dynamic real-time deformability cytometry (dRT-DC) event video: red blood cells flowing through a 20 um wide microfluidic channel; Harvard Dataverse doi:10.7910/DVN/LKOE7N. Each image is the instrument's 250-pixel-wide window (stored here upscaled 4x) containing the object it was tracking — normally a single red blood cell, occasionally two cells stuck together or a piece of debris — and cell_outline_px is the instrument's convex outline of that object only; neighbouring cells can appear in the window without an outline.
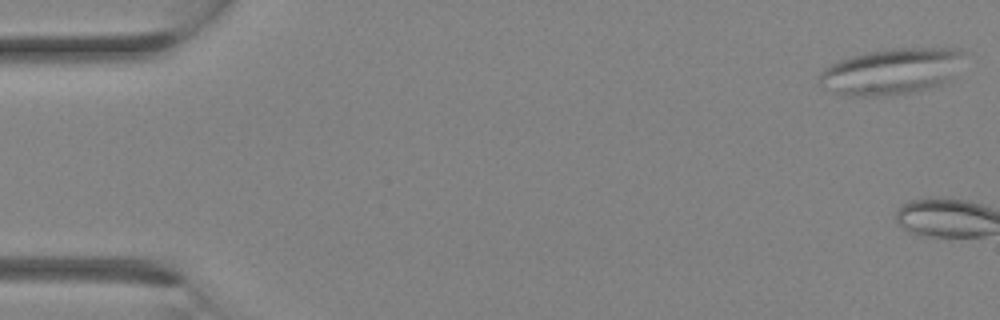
{"species": "Egyptian fruit bat (a non-hibernating species)", "species_latin": "Rousettus aegyptiacus", "temperature_condition": "room temperature", "stored_images_in_passage": 2, "camera_frame_rate_fps": 3000, "um_per_image_px": 0.085, "animal": {"sex": "female"}, "frame": {"image": 1, "passage_image": 1, "time_ms": 0.0, "image_size_px": [1000, 320], "cell_outline_px": [[964, 52], [952, 80], [944, 84], [912, 92], [880, 96], [840, 96], [824, 88], [816, 80], [816, 76], [828, 64], [852, 56], [868, 52], [892, 48], [960, 48]], "centroid_in_image_um": [75.71, 6.08], "position_along_channel_um": 9.3, "area_um2": 39.36}}